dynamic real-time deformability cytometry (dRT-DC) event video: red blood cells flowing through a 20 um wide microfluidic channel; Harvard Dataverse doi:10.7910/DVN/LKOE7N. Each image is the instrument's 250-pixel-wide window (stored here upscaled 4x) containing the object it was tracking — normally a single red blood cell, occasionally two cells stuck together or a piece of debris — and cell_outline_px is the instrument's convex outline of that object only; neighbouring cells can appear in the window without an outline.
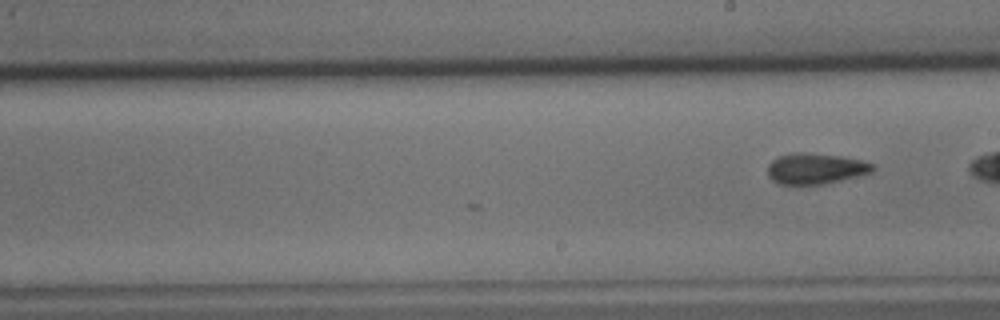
{"species": "common noctule bat (a hibernating species)", "species_latin": "Nyctalus noctula", "temperature_condition": "cold", "stored_images_in_passage": 14, "camera_frame_rate_fps": 3000, "um_per_image_px": 0.085, "animal": {"sex": "male", "body_mass_g": 15.6}, "frame": {"image": 1, "passage_image": 14, "time_ms": 4.333, "image_size_px": [1000, 320], "cell_outline_px": [[876, 168], [872, 172], [824, 184], [780, 184], [772, 180], [768, 176], [768, 164], [772, 160], [780, 156], [796, 152], [804, 152], [840, 156], [860, 160], [876, 164]], "centroid_in_image_um": [69.33, 14.32], "position_along_channel_um": 219.7, "area_um2": 18.79}}